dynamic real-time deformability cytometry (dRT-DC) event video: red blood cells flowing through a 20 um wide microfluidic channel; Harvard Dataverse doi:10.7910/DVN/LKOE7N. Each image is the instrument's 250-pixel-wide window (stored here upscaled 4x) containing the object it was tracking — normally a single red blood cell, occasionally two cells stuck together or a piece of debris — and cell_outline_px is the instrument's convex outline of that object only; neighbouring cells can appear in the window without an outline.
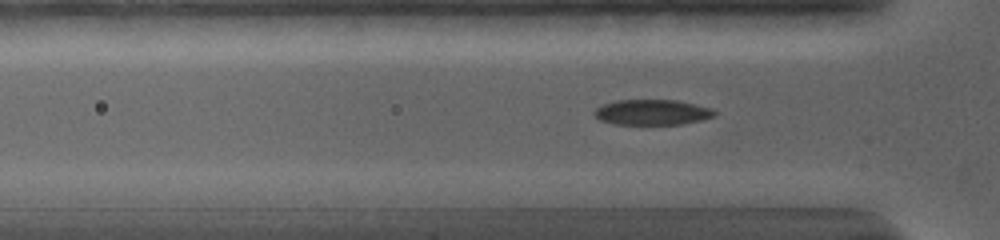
{"species": "common noctule bat (a hibernating species)", "species_latin": "Nyctalus noctula", "temperature_condition": "warm", "stored_images_in_passage": 50, "camera_frame_rate_fps": 5000, "um_per_image_px": 0.085, "animal": {"sex": "female", "body_mass_g": 19.0, "forearm_length_mm": 56.7}, "frame": {"image": 1, "passage_image": 11, "time_ms": 3.6, "image_size_px": [1000, 240], "cell_outline_px": [[716, 116], [700, 120], [680, 124], [616, 124], [600, 120], [592, 112], [596, 108], [604, 104], [616, 100], [676, 100], [712, 108], [716, 112]], "centroid_in_image_um": [55.44, 9.54], "position_along_channel_um": 70.4, "area_um2": 17.69}}
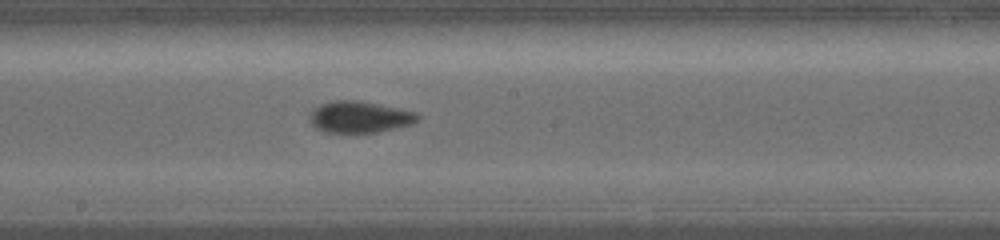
{"frame": {"image": 2, "passage_image": 22, "time_ms": 7.6, "image_size_px": [1000, 240], "cell_outline_px": [[420, 120], [412, 124], [376, 132], [324, 132], [316, 128], [312, 124], [308, 116], [320, 104], [336, 100], [360, 100], [416, 112], [420, 116]], "centroid_in_image_um": [30.58, 9.94], "position_along_channel_um": 217.6, "area_um2": 19.71}}
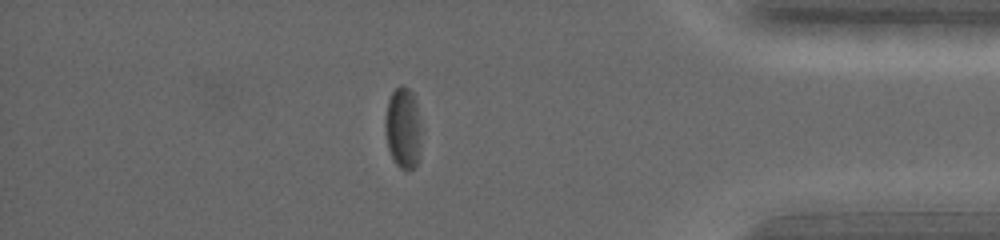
{"frame": {"image": 3, "passage_image": 39, "time_ms": 13.4, "image_size_px": [1000, 240], "cell_outline_px": [[420, 156], [416, 168], [400, 168], [396, 164], [388, 148], [384, 132], [384, 116], [388, 100], [392, 92], [400, 84], [404, 84], [412, 92], [416, 100], [420, 124]], "centroid_in_image_um": [34.25, 10.86], "position_along_channel_um": 401.0, "area_um2": 17.46}, "authors_computed_cell_mechanics": {"area_um2": 19.0162, "velocity_mm_per_s": 3.6829, "shape_relaxation_time_tau1_ms": 2.769, "shape_relaxation_time_tau2_ms": 1.642, "deformation_change_tau1": 0.121, "deformation_change_tau2": 0.0632}}